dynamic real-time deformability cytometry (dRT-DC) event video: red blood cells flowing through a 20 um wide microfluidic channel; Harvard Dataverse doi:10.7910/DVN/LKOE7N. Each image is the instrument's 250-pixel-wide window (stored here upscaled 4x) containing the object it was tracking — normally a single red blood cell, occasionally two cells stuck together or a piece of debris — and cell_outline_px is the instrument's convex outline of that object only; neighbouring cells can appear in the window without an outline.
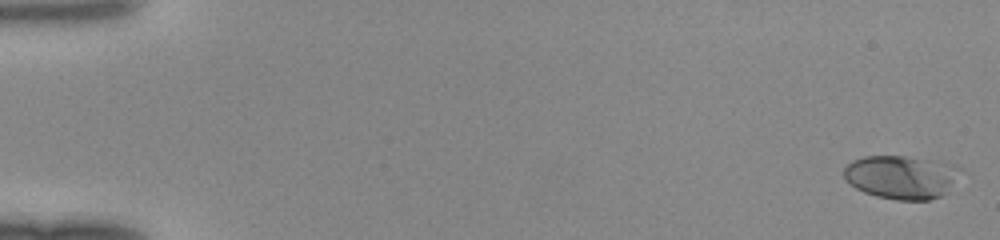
{"species": "human", "species_latin": "Homo sapiens", "temperature_condition": "room temperature", "stored_images_in_passage": 48, "camera_frame_rate_fps": 3000, "um_per_image_px": 0.085, "donor": {"sex": "female"}, "frame": {"image": 1, "passage_image": 1, "time_ms": 0.0, "image_size_px": [1000, 240], "cell_outline_px": [[964, 168], [944, 192], [940, 196], [928, 200], [896, 200], [876, 196], [864, 192], [856, 188], [844, 176], [844, 168], [852, 160], [864, 156], [904, 156], [940, 160], [956, 164]], "centroid_in_image_um": [76.64, 15.02], "position_along_channel_um": 8.4, "area_um2": 29.54}}
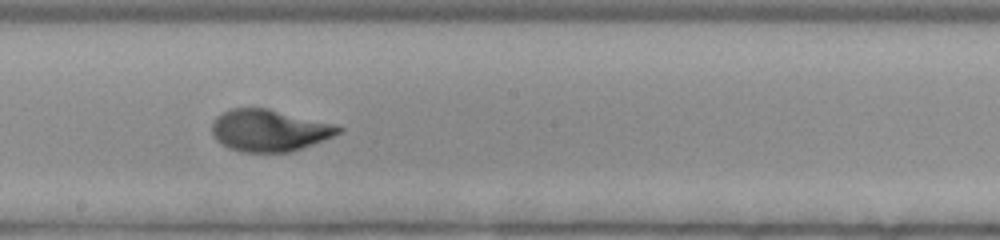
{"frame": {"image": 2, "passage_image": 28, "time_ms": 9.0, "image_size_px": [1000, 240], "cell_outline_px": [[344, 128], [340, 132], [324, 140], [288, 152], [240, 152], [228, 148], [220, 144], [216, 140], [212, 132], [212, 120], [216, 116], [232, 108], [268, 108], [332, 124]], "centroid_in_image_um": [22.82, 11.09], "position_along_channel_um": 225.4, "area_um2": 30.63}}
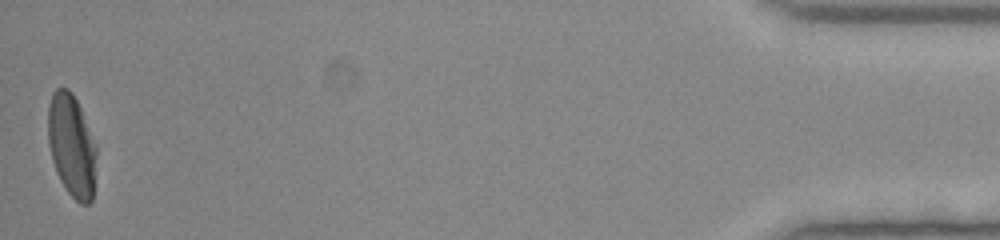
{"frame": {"image": 3, "passage_image": 48, "time_ms": 15.667, "image_size_px": [1000, 240], "cell_outline_px": [[96, 156], [92, 200], [88, 204], [80, 204], [68, 192], [60, 180], [56, 172], [52, 160], [48, 144], [48, 104], [52, 92], [56, 88], [68, 88], [72, 92], [80, 108], [96, 144]], "centroid_in_image_um": [6.07, 12.36], "position_along_channel_um": 429.1, "area_um2": 28.96}}